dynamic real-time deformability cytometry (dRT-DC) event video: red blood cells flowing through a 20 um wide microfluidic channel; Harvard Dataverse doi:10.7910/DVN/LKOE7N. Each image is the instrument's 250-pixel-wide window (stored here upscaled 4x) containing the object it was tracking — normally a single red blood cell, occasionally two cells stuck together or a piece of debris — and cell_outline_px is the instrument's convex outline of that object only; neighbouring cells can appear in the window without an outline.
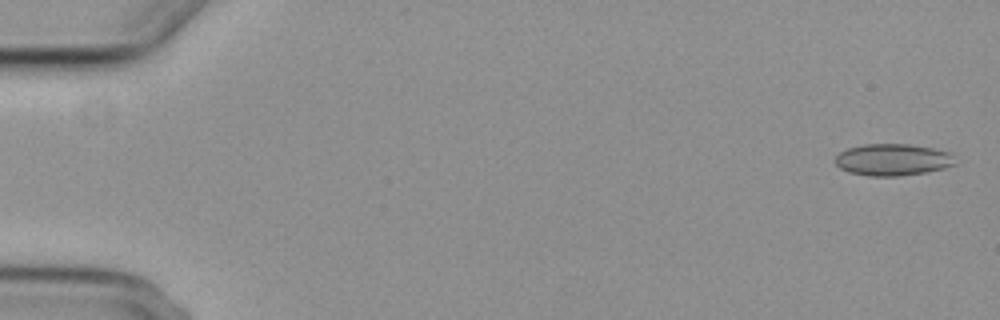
{"species": "common noctule bat (a hibernating species)", "species_latin": "Nyctalus noctula", "temperature_condition": "cold", "stored_images_in_passage": 3, "segment_of_instrument_passage": [2, 2], "camera_frame_rate_fps": 3000, "um_per_image_px": 0.085, "animal": {"sex": "female", "body_mass_g": 29.2, "forearm_length_mm": 56.3}, "frame": {"image": 1, "passage_image": 3, "time_ms": 3.0, "image_size_px": [1000, 320], "cell_outline_px": [[956, 164], [944, 168], [924, 172], [900, 176], [868, 176], [848, 172], [840, 168], [836, 164], [836, 156], [840, 152], [848, 148], [864, 144], [912, 144], [952, 152]], "centroid_in_image_um": [75.9, 13.57], "position_along_channel_um": 9.1, "area_um2": 22.31}}